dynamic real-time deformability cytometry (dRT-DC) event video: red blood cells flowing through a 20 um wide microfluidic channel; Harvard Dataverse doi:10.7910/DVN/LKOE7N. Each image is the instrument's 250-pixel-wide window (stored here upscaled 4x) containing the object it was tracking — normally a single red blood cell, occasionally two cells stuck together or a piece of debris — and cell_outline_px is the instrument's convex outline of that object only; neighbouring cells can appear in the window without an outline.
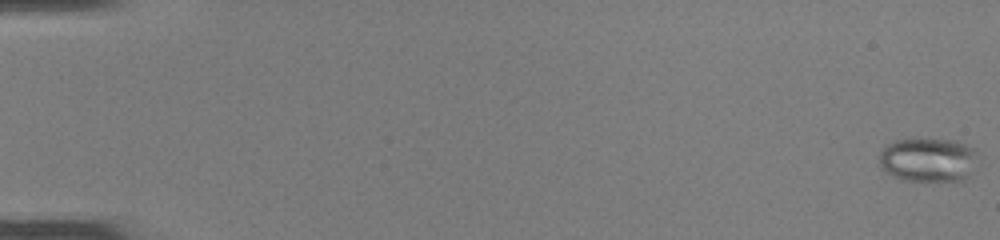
{"species": "common noctule bat (a hibernating species)", "species_latin": "Nyctalus noctula", "temperature_condition": "room temperature", "stored_images_in_passage": 50, "camera_frame_rate_fps": 3000, "um_per_image_px": 0.085, "animal": {"sex": "female", "body_mass_g": 22.0, "forearm_length_mm": 56.7}, "frame": {"image": 1, "passage_image": 1, "time_ms": 0.0, "image_size_px": [1000, 240], "cell_outline_px": [[976, 156], [964, 180], [900, 180], [884, 172], [880, 168], [880, 152], [884, 144], [892, 140], [916, 136], [956, 140], [976, 148]], "centroid_in_image_um": [78.78, 13.51], "position_along_channel_um": 6.2, "area_um2": 25.95}}
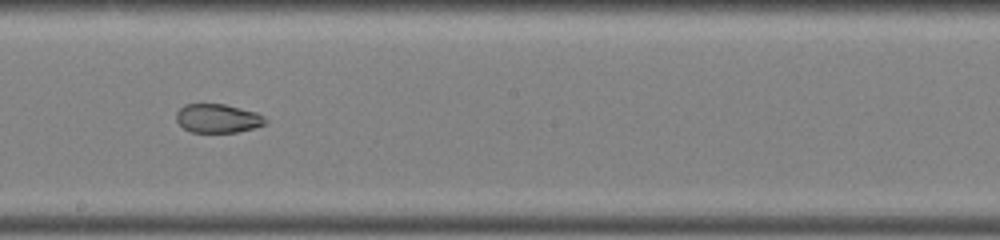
{"frame": {"image": 2, "passage_image": 30, "time_ms": 9.667, "image_size_px": [1000, 240], "cell_outline_px": [[268, 120], [264, 124], [252, 128], [236, 132], [192, 132], [184, 128], [176, 120], [176, 112], [184, 104], [224, 104], [256, 112], [264, 116]], "centroid_in_image_um": [18.5, 10.05], "position_along_channel_um": 229.7, "area_um2": 14.85}}
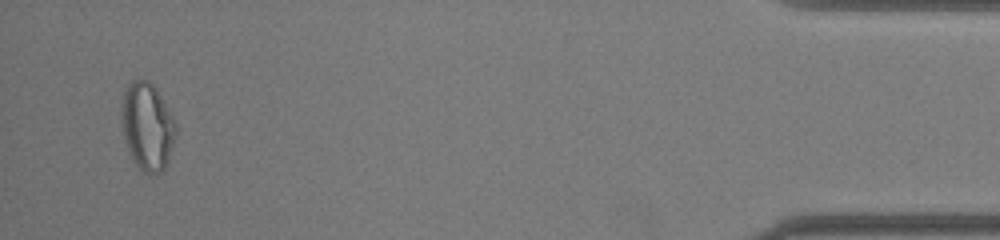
{"frame": {"image": 3, "passage_image": 49, "time_ms": 16.0, "image_size_px": [1000, 240], "cell_outline_px": [[176, 136], [168, 160], [164, 168], [160, 172], [144, 172], [136, 164], [128, 152], [124, 140], [120, 120], [120, 108], [124, 88], [132, 80], [148, 80], [156, 88], [176, 124]], "centroid_in_image_um": [12.48, 10.71], "position_along_channel_um": 422.7, "area_um2": 27.8}, "authors_computed_cell_mechanics": {"area_um2": 22.3397, "velocity_mm_per_s": 4.1268, "shape_relaxation_time_tau1_ms": null, "shape_relaxation_time_tau2_ms": 1.3906, "deformation_change_tau1": null, "deformation_change_tau2": 0.0514}}